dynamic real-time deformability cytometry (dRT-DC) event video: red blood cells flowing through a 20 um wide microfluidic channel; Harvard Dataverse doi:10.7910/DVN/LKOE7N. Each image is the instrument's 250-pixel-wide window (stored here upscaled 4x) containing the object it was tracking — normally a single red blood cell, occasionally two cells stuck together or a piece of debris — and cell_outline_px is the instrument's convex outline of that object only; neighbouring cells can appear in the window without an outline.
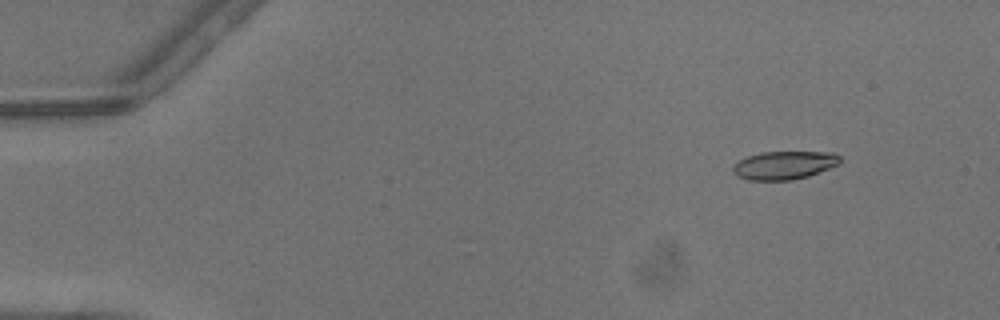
{"species": "common noctule bat (a hibernating species)", "species_latin": "Nyctalus noctula", "temperature_condition": "warm", "stored_images_in_passage": 9, "camera_frame_rate_fps": 3000, "um_per_image_px": 0.085, "animal": {"sex": "male", "body_mass_g": 13.3}, "frame": {"image": 1, "passage_image": 1, "time_ms": 0.0, "image_size_px": [1000, 320], "cell_outline_px": [[840, 164], [808, 176], [792, 180], [748, 180], [736, 176], [732, 172], [732, 164], [748, 156], [760, 152], [832, 152], [840, 156]], "centroid_in_image_um": [66.63, 14.04], "position_along_channel_um": 18.4, "area_um2": 17.74}}
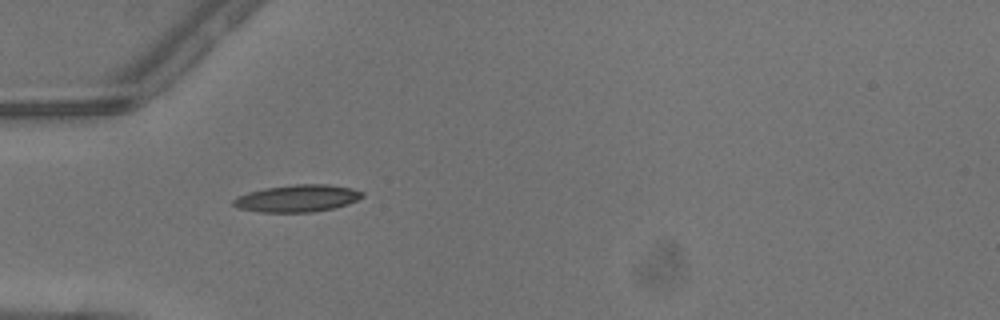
{"frame": {"image": 2, "passage_image": 4, "time_ms": 1.0, "image_size_px": [1000, 320], "cell_outline_px": [[364, 196], [348, 204], [336, 208], [312, 212], [260, 212], [236, 208], [232, 204], [232, 200], [236, 196], [248, 192], [264, 188], [296, 184], [328, 184], [352, 188], [364, 192]], "centroid_in_image_um": [25.26, 16.86], "position_along_channel_um": 59.7, "area_um2": 20.63}}
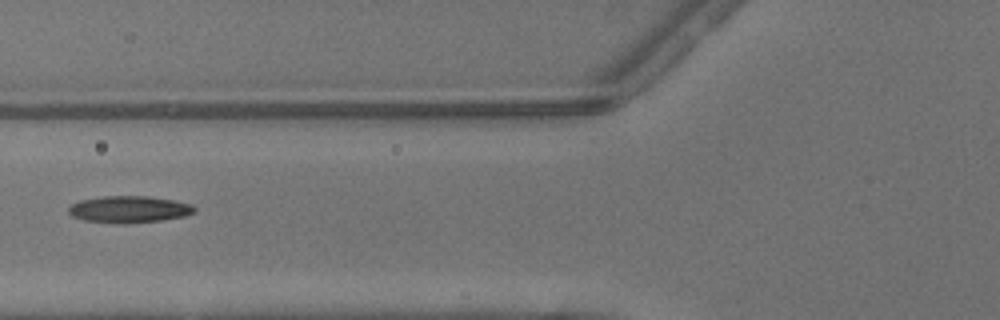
{"frame": {"image": 3, "passage_image": 5, "time_ms": 1.333, "image_size_px": [1000, 320], "cell_outline_px": [[196, 212], [184, 216], [160, 220], [124, 224], [120, 224], [84, 220], [72, 216], [68, 212], [68, 208], [72, 204], [80, 200], [104, 196], [148, 196], [172, 200], [192, 204], [196, 208]], "centroid_in_image_um": [10.97, 17.79], "position_along_channel_um": 114.8, "area_um2": 19.65}}